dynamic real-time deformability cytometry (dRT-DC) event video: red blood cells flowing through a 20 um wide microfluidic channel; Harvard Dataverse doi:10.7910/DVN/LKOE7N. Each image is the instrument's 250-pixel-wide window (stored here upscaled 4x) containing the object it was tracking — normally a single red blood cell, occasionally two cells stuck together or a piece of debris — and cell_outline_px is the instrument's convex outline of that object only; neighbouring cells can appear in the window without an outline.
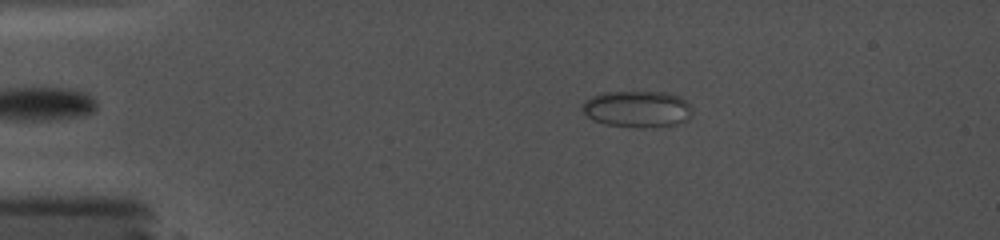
{"species": "common noctule bat (a hibernating species)", "species_latin": "Nyctalus noctula", "temperature_condition": "cold", "stored_images_in_passage": 21, "camera_frame_rate_fps": 5000, "um_per_image_px": 0.085, "animal": {"sex": "female", "body_mass_g": 19.0, "forearm_length_mm": 56.7}, "frame": {"image": 1, "passage_image": 1, "time_ms": 0.0, "image_size_px": [1000, 240], "cell_outline_px": [[692, 112], [688, 120], [676, 124], [644, 128], [604, 124], [592, 120], [580, 108], [584, 100], [592, 96], [604, 92], [668, 92], [680, 96], [692, 108]], "centroid_in_image_um": [54.16, 9.26], "position_along_channel_um": 30.8, "area_um2": 23.58}}
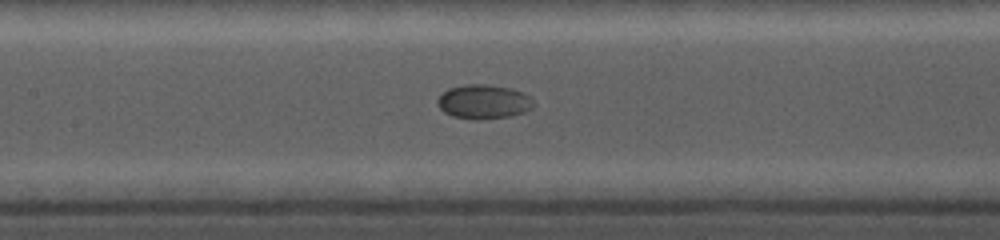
{"frame": {"image": 2, "passage_image": 15, "time_ms": 5.6, "image_size_px": [1000, 240], "cell_outline_px": [[536, 104], [532, 108], [524, 112], [508, 116], [480, 120], [476, 120], [452, 116], [444, 112], [436, 104], [436, 100], [448, 88], [464, 84], [488, 84], [512, 88], [524, 92], [532, 96]], "centroid_in_image_um": [41.14, 8.64], "position_along_channel_um": 166.3, "area_um2": 19.54}}
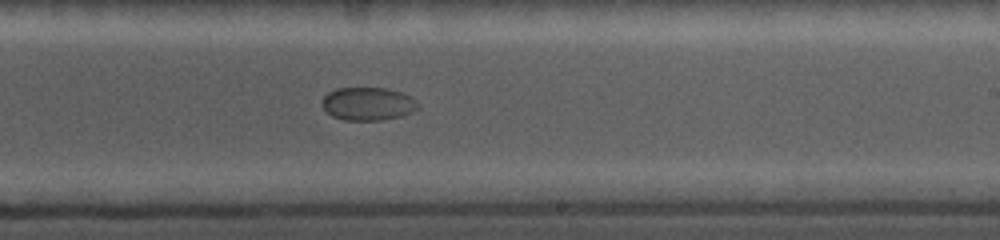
{"frame": {"image": 3, "passage_image": 21, "time_ms": 8.2, "image_size_px": [1000, 240], "cell_outline_px": [[420, 108], [412, 112], [400, 116], [380, 120], [344, 120], [332, 116], [320, 104], [324, 96], [328, 92], [336, 88], [388, 88], [412, 96], [420, 104]], "centroid_in_image_um": [31.29, 8.82], "position_along_channel_um": 257.7, "area_um2": 18.67}}